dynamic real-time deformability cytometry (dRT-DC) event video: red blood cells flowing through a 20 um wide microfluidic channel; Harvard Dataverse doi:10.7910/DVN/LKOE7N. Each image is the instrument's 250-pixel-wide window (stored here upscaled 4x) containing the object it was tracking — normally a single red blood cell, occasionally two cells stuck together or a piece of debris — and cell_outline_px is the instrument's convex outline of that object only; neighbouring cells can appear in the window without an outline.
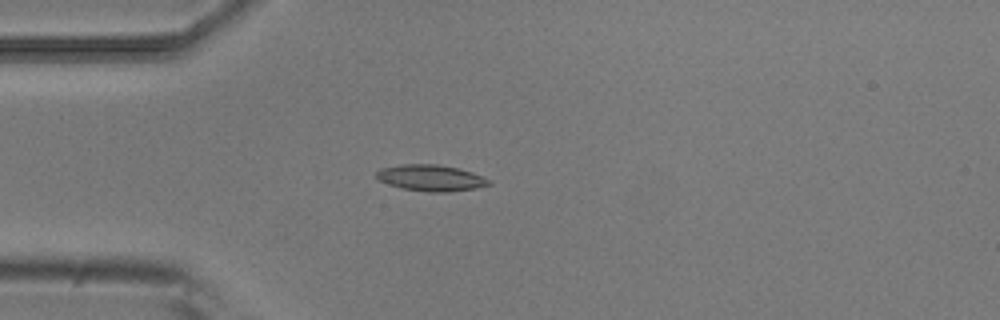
{"species": "common noctule bat (a hibernating species)", "species_latin": "Nyctalus noctula", "temperature_condition": "room temperature", "stored_images_in_passage": 2, "camera_frame_rate_fps": 3000, "um_per_image_px": 0.085, "animal": {"sex": "male", "body_mass_g": 20.5, "forearm_length_mm": 52.5}, "frame": {"image": 1, "passage_image": 2, "time_ms": 0.333, "image_size_px": [1000, 320], "cell_outline_px": [[492, 184], [476, 188], [448, 192], [432, 192], [404, 188], [388, 184], [380, 180], [376, 176], [376, 172], [380, 168], [400, 164], [436, 164], [456, 168], [472, 172], [492, 180]], "centroid_in_image_um": [36.65, 15.11], "position_along_channel_um": 48.4, "area_um2": 17.11}}